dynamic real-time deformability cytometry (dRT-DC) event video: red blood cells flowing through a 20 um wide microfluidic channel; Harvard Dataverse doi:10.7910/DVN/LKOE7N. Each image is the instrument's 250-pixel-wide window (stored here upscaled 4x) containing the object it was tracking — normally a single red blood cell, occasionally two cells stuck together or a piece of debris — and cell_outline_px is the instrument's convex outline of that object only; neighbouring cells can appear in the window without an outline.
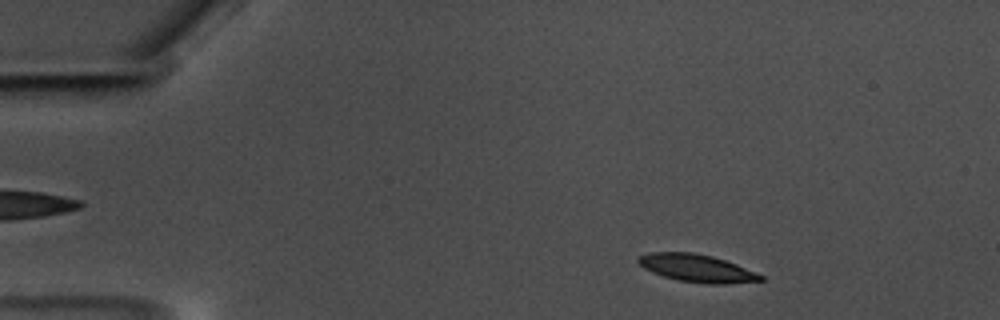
{"species": "common noctule bat (a hibernating species)", "species_latin": "Nyctalus noctula", "temperature_condition": "warm", "stored_images_in_passage": 56, "camera_frame_rate_fps": 3000, "um_per_image_px": 0.085, "animal": {"sex": "male", "body_mass_g": 17.5, "forearm_length_mm": 52.3}, "frame": {"image": 1, "passage_image": 6, "time_ms": 1.667, "image_size_px": [1000, 320], "cell_outline_px": [[764, 280], [724, 284], [708, 284], [676, 280], [652, 272], [644, 268], [636, 260], [636, 256], [652, 252], [692, 252], [712, 256], [736, 264], [756, 272], [764, 276]], "centroid_in_image_um": [59.21, 22.79], "position_along_channel_um": 25.8, "area_um2": 19.71}}
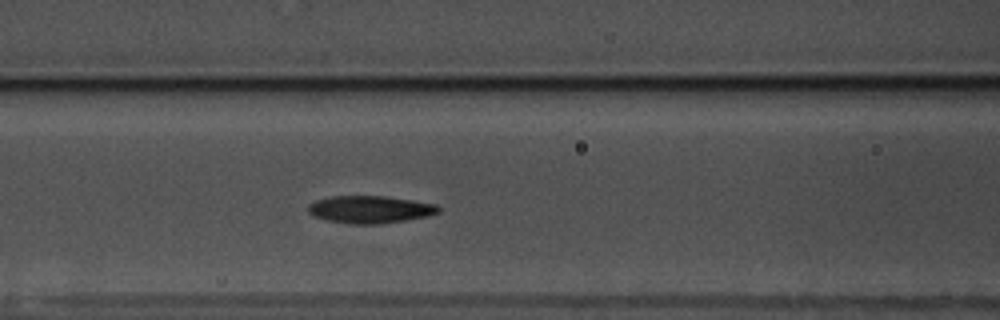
{"frame": {"image": 2, "passage_image": 22, "time_ms": 7.0, "image_size_px": [1000, 320], "cell_outline_px": [[440, 212], [428, 216], [408, 220], [380, 224], [352, 224], [328, 220], [312, 216], [308, 212], [308, 204], [316, 200], [332, 196], [384, 196], [412, 200], [436, 204], [440, 208]], "centroid_in_image_um": [31.46, 17.8], "position_along_channel_um": 135.1, "area_um2": 20.92}}
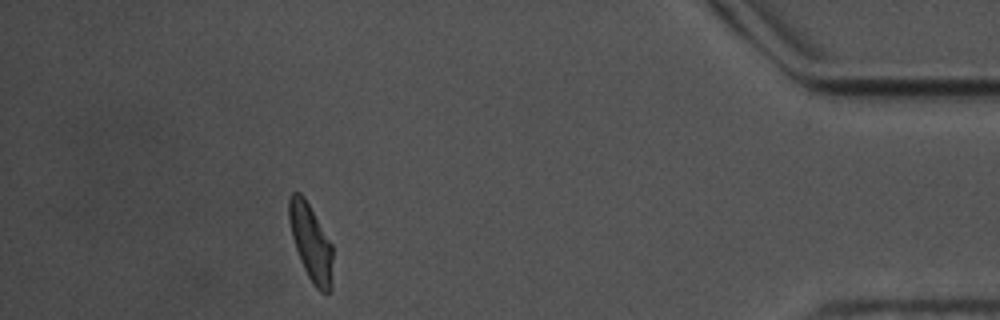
{"frame": {"image": 3, "passage_image": 50, "time_ms": 16.333, "image_size_px": [1000, 320], "cell_outline_px": [[332, 292], [320, 292], [312, 284], [300, 260], [292, 236], [288, 220], [288, 200], [292, 192], [300, 192], [304, 196], [332, 244]], "centroid_in_image_um": [26.42, 20.62], "position_along_channel_um": 408.8, "area_um2": 19.59}, "authors_computed_cell_mechanics": {"area_um2": 20.0855, "velocity_mm_per_s": 3.4855, "shape_relaxation_time_tau1_ms": 3.8727, "shape_relaxation_time_tau2_ms": 3.7134, "deformation_change_tau1": 0.144, "deformation_change_tau2": 0.1034}}